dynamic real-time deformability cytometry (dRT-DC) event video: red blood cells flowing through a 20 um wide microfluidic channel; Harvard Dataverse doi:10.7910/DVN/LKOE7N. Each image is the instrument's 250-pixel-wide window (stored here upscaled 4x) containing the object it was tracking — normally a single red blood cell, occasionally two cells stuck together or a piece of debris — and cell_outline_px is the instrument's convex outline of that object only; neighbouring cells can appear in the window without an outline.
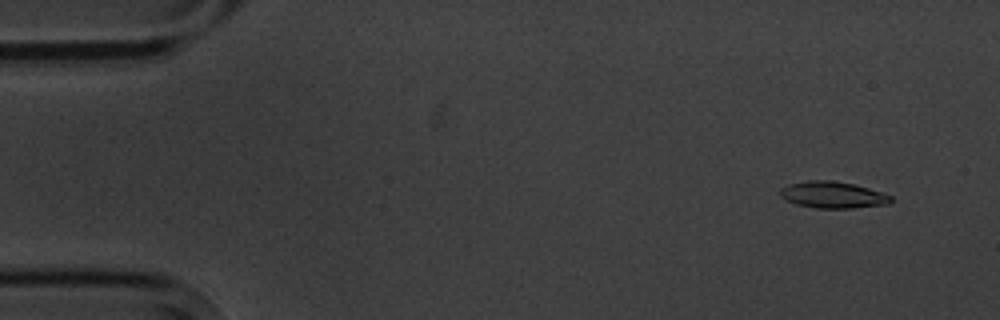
{"species": "common noctule bat (a hibernating species)", "species_latin": "Nyctalus noctula", "temperature_condition": "cold", "stored_images_in_passage": 6, "camera_frame_rate_fps": 3000, "um_per_image_px": 0.085, "animal": {"sex": "male", "body_mass_g": 20.1, "forearm_length_mm": 53.5}, "frame": {"image": 1, "passage_image": 2, "time_ms": 1.0, "image_size_px": [1000, 320], "cell_outline_px": [[892, 200], [888, 204], [852, 208], [816, 208], [796, 204], [784, 200], [780, 196], [780, 188], [788, 184], [808, 180], [832, 180], [852, 184], [868, 188], [892, 196]], "centroid_in_image_um": [70.74, 16.56], "position_along_channel_um": 14.3, "area_um2": 17.17}}
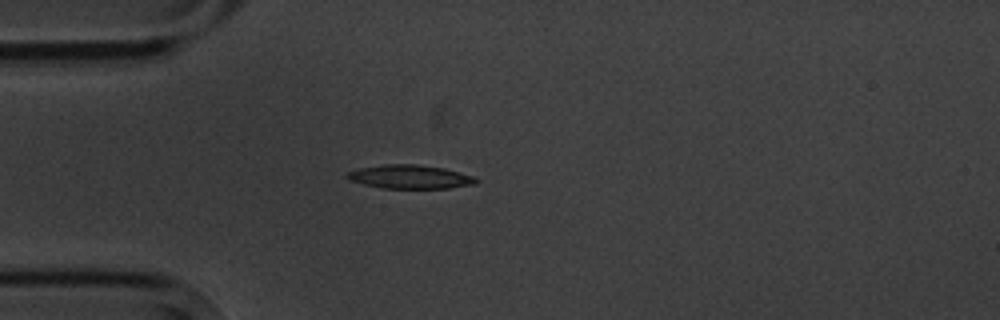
{"frame": {"image": 2, "passage_image": 5, "time_ms": 4.667, "image_size_px": [1000, 320], "cell_outline_px": [[480, 180], [476, 184], [448, 188], [384, 188], [364, 184], [348, 180], [344, 176], [348, 172], [356, 168], [384, 164], [416, 164], [444, 168], [476, 176]], "centroid_in_image_um": [34.86, 15.02], "position_along_channel_um": 50.1, "area_um2": 18.03}}